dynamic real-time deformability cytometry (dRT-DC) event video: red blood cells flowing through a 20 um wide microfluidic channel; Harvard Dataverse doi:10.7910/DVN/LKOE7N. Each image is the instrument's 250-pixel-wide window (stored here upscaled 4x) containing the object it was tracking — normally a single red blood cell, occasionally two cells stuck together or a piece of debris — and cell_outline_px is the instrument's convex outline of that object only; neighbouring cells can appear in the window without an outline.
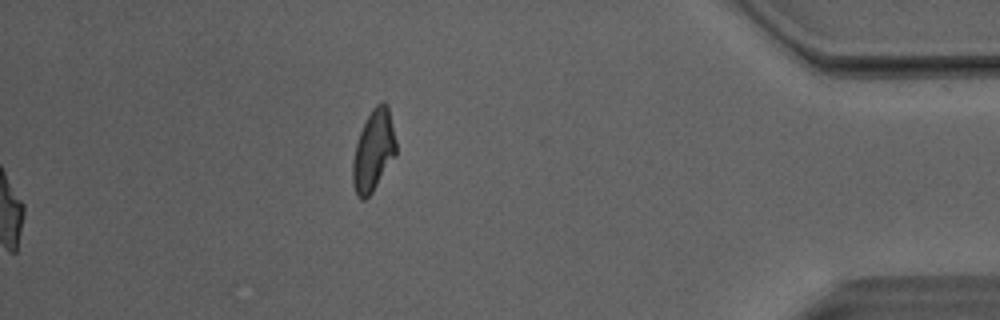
{"species": "Egyptian fruit bat (a non-hibernating species)", "species_latin": "Rousettus aegyptiacus", "temperature_condition": "room temperature", "stored_images_in_passage": 36, "camera_frame_rate_fps": 3000, "um_per_image_px": 0.085, "animal": {"sex": "male"}, "frame": {"image": 1, "passage_image": 36, "time_ms": 11.667, "image_size_px": [1000, 320], "cell_outline_px": [[396, 156], [372, 192], [364, 200], [360, 200], [356, 196], [352, 184], [352, 160], [356, 144], [360, 132], [372, 108], [376, 104], [384, 100], [388, 104], [396, 140]], "centroid_in_image_um": [31.74, 12.82], "position_along_channel_um": 403.5, "area_um2": 20.75}, "authors_computed_cell_mechanics": {"area_um2": 19.5653, "velocity_mm_per_s": 4.095, "shape_relaxation_time_tau1_ms": 7.9203, "shape_relaxation_time_tau2_ms": 1.9294, "deformation_change_tau1": 0.2184, "deformation_change_tau2": 0.1073}}